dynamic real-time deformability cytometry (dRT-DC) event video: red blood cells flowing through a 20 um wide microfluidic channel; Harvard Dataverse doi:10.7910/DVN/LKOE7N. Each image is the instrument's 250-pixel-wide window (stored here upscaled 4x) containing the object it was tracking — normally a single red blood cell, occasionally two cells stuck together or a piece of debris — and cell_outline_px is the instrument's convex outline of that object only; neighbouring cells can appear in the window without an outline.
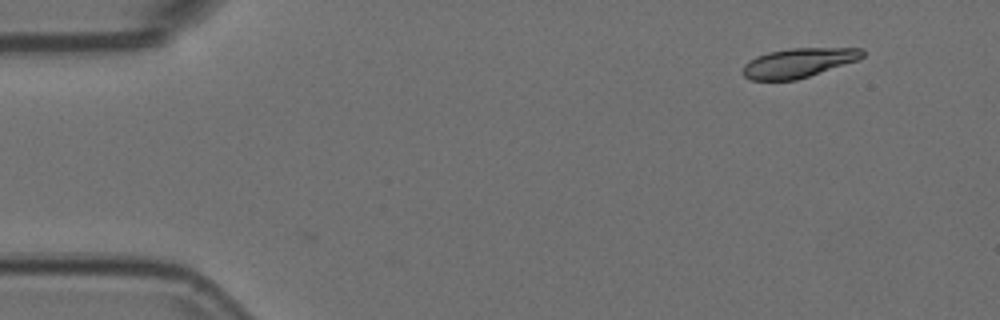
{"species": "Egyptian fruit bat (a non-hibernating species)", "species_latin": "Rousettus aegyptiacus", "temperature_condition": "room temperature", "stored_images_in_passage": 2, "camera_frame_rate_fps": 3000, "um_per_image_px": 0.085, "animal": {"sex": "female"}, "frame": {"image": 1, "passage_image": 2, "time_ms": 0.333, "image_size_px": [1000, 320], "cell_outline_px": [[864, 56], [856, 60], [796, 80], [752, 80], [744, 76], [740, 72], [744, 64], [748, 60], [756, 56], [768, 52], [788, 48], [864, 48]], "centroid_in_image_um": [67.8, 5.33], "position_along_channel_um": 17.2, "area_um2": 20.4}}